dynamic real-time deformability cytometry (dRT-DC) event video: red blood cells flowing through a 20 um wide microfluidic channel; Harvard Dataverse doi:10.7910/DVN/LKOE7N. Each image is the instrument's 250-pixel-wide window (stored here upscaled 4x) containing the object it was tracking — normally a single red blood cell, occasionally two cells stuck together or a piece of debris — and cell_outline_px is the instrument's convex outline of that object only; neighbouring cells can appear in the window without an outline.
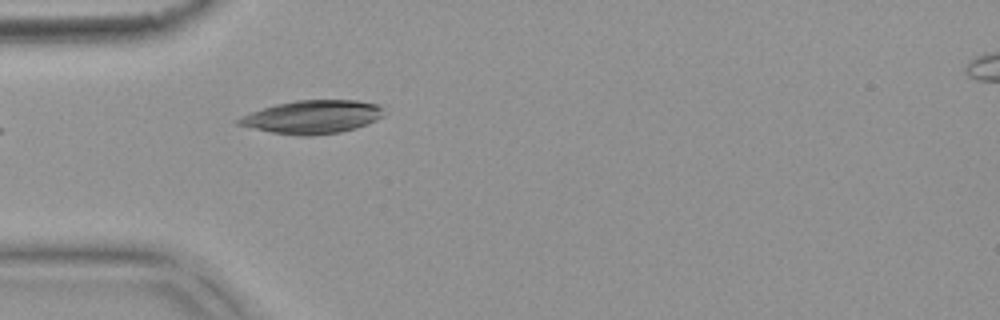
{"species": "common noctule bat (a hibernating species)", "species_latin": "Nyctalus noctula", "temperature_condition": "warm", "stored_images_in_passage": 3, "camera_frame_rate_fps": 3000, "um_per_image_px": 0.085, "animal": {"sex": "female", "body_mass_g": 18.4}, "frame": {"image": 1, "passage_image": 3, "time_ms": 0.667, "image_size_px": [1000, 320], "cell_outline_px": [[384, 116], [376, 120], [356, 128], [340, 132], [312, 136], [296, 136], [272, 132], [236, 124], [232, 120], [252, 112], [276, 104], [296, 100], [356, 100], [380, 104]], "centroid_in_image_um": [26.56, 9.94], "position_along_channel_um": 58.4, "area_um2": 28.21}}